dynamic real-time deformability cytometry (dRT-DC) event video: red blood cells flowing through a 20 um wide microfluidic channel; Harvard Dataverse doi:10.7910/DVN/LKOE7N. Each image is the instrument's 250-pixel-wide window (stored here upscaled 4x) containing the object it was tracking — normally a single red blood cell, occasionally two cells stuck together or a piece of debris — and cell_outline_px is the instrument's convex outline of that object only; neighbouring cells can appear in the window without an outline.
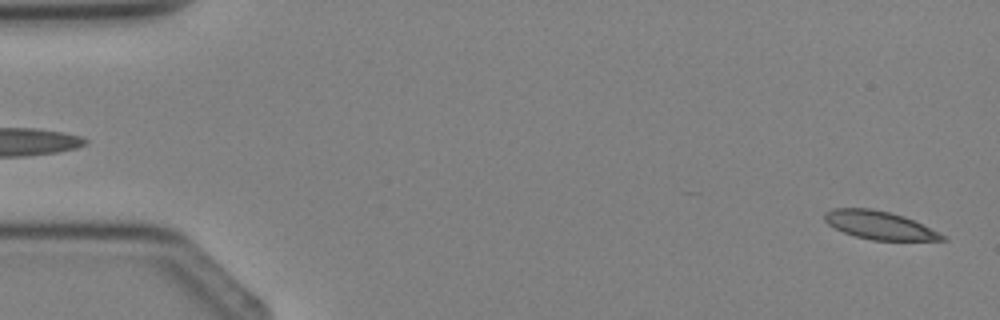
{"species": "Egyptian fruit bat (a non-hibernating species)", "species_latin": "Rousettus aegyptiacus", "temperature_condition": "cold", "stored_images_in_passage": 4, "segment_of_instrument_passage": [2, 2], "camera_frame_rate_fps": 3000, "um_per_image_px": 0.085, "animal": {"sex": "female"}, "frame": {"image": 1, "passage_image": 4, "time_ms": 3.667, "image_size_px": [1000, 320], "cell_outline_px": [[948, 240], [872, 240], [856, 236], [844, 232], [828, 224], [824, 220], [824, 212], [832, 208], [872, 208], [904, 216], [944, 236]], "centroid_in_image_um": [74.67, 19.13], "position_along_channel_um": 10.3, "area_um2": 18.9}}